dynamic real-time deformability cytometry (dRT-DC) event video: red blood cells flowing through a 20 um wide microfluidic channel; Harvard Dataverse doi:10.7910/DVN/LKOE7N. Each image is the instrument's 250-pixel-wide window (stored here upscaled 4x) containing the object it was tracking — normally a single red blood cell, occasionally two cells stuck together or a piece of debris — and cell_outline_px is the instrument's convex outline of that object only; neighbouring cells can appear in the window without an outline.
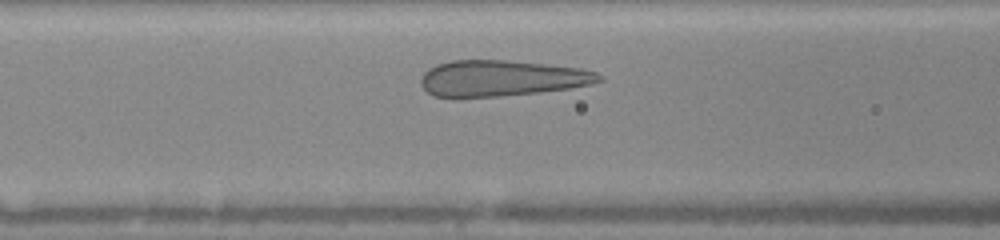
{"species": "human", "species_latin": "Homo sapiens", "temperature_condition": "warm", "stored_images_in_passage": 9, "camera_frame_rate_fps": 3000, "um_per_image_px": 0.085, "donor": {"sex": "female"}, "frame": {"image": 1, "passage_image": 6, "time_ms": 2.0, "image_size_px": [1000, 240], "cell_outline_px": [[604, 80], [592, 84], [568, 88], [540, 92], [500, 96], [456, 100], [452, 100], [432, 96], [420, 84], [420, 76], [428, 68], [436, 64], [452, 60], [504, 60], [548, 64], [580, 68], [596, 72], [604, 76]], "centroid_in_image_um": [42.56, 6.68], "position_along_channel_um": 124.0, "area_um2": 38.38}}
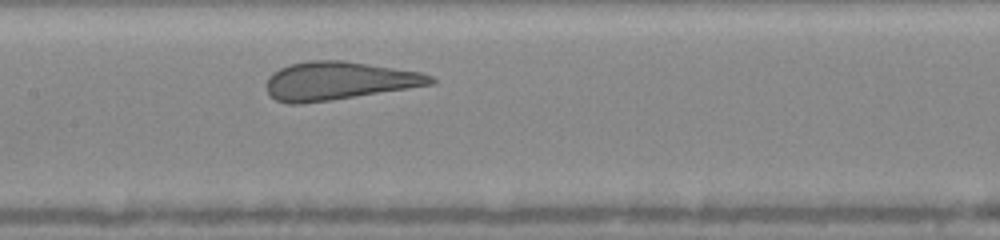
{"frame": {"image": 2, "passage_image": 9, "time_ms": 3.333, "image_size_px": [1000, 240], "cell_outline_px": [[436, 84], [328, 100], [300, 104], [288, 104], [276, 100], [268, 96], [264, 84], [268, 76], [272, 72], [288, 64], [312, 60], [344, 60], [420, 72], [432, 76], [436, 80]], "centroid_in_image_um": [28.72, 6.87], "position_along_channel_um": 178.7, "area_um2": 36.7}}